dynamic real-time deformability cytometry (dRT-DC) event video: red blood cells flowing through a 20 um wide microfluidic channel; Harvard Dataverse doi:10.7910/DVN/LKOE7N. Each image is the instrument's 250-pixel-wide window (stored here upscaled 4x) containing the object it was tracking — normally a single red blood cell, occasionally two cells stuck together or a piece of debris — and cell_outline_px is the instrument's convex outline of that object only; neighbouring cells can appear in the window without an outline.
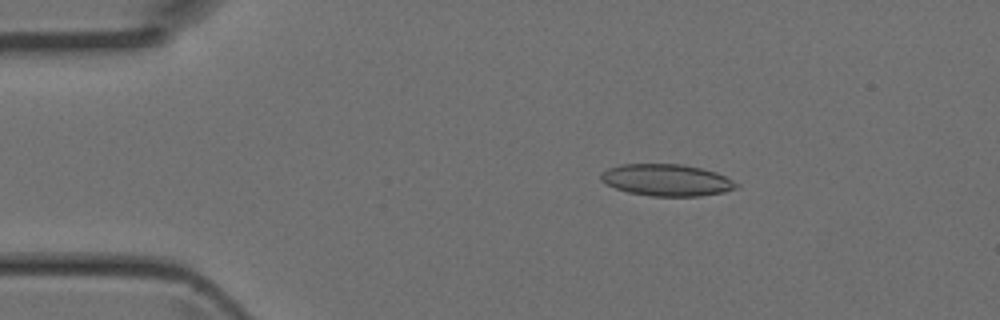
{"species": "Egyptian fruit bat (a non-hibernating species)", "species_latin": "Rousettus aegyptiacus", "temperature_condition": "room temperature", "stored_images_in_passage": 6, "camera_frame_rate_fps": 3000, "um_per_image_px": 0.085, "animal": {"sex": "female"}, "frame": {"image": 1, "passage_image": 3, "time_ms": 0.667, "image_size_px": [1000, 320], "cell_outline_px": [[740, 188], [724, 192], [700, 196], [652, 196], [628, 192], [616, 188], [600, 180], [600, 172], [608, 168], [620, 164], [684, 164], [716, 172], [740, 184]], "centroid_in_image_um": [56.68, 15.3], "position_along_channel_um": 28.3, "area_um2": 25.2}}
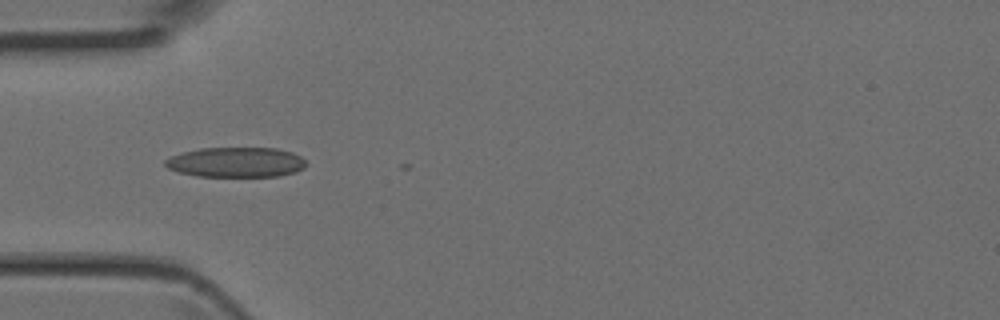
{"frame": {"image": 2, "passage_image": 5, "time_ms": 1.333, "image_size_px": [1000, 320], "cell_outline_px": [[308, 164], [304, 168], [296, 172], [280, 176], [196, 176], [180, 172], [168, 168], [164, 164], [164, 160], [172, 156], [184, 152], [200, 148], [276, 148], [292, 152], [300, 156]], "centroid_in_image_um": [20.09, 13.79], "position_along_channel_um": 64.9, "area_um2": 24.62}}